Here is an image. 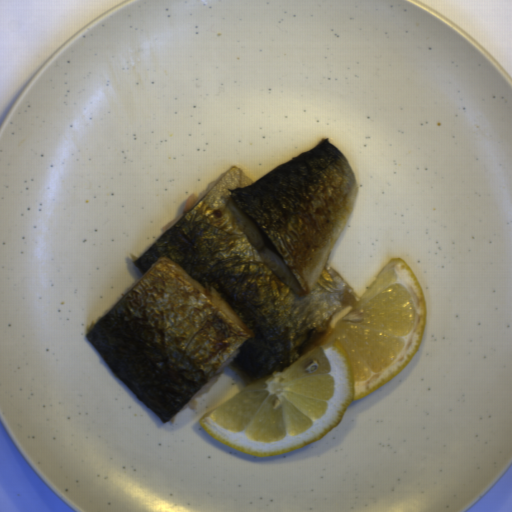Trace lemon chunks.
<instances>
[{
  "label": "lemon chunks",
  "instance_id": "lemon-chunks-1",
  "mask_svg": "<svg viewBox=\"0 0 512 512\" xmlns=\"http://www.w3.org/2000/svg\"><path fill=\"white\" fill-rule=\"evenodd\" d=\"M426 314L414 272L401 257L390 259L317 346L203 413L198 423L213 439L253 457L322 440L350 404L415 357Z\"/></svg>",
  "mask_w": 512,
  "mask_h": 512
}]
</instances>
